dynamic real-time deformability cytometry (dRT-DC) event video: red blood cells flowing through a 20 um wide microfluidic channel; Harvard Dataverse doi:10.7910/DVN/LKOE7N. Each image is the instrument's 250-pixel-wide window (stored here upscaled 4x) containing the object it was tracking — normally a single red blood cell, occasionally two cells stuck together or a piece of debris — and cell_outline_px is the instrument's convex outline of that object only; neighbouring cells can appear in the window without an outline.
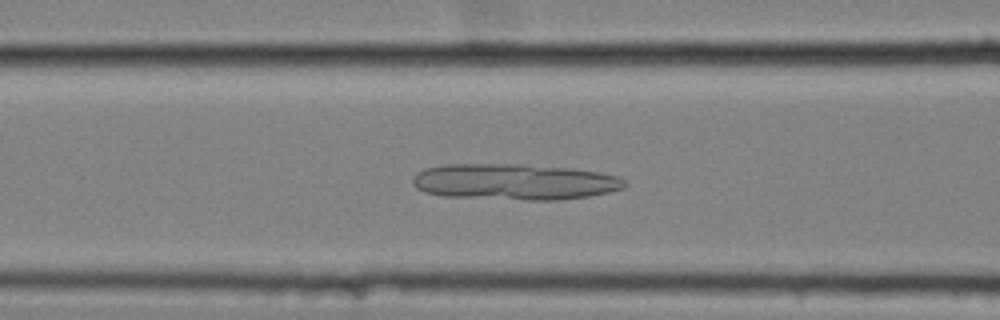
{"species": "common noctule bat (a hibernating species)", "species_latin": "Nyctalus noctula", "temperature_condition": "cold", "stored_images_in_passage": 42, "camera_frame_rate_fps": 3000, "um_per_image_px": 0.085, "animal": {"sex": "female", "body_mass_g": 25.1}, "frame": {"image": 1, "passage_image": 8, "time_ms": 2.333, "image_size_px": [1000, 320], "cell_outline_px": [[628, 184], [624, 188], [608, 192], [588, 196], [560, 200], [524, 200], [444, 196], [424, 192], [416, 188], [412, 184], [412, 180], [416, 172], [424, 168], [444, 164], [524, 164], [568, 168], [596, 172], [620, 176]], "centroid_in_image_um": [43.7, 15.45], "position_along_channel_um": 122.9, "area_um2": 44.85}}
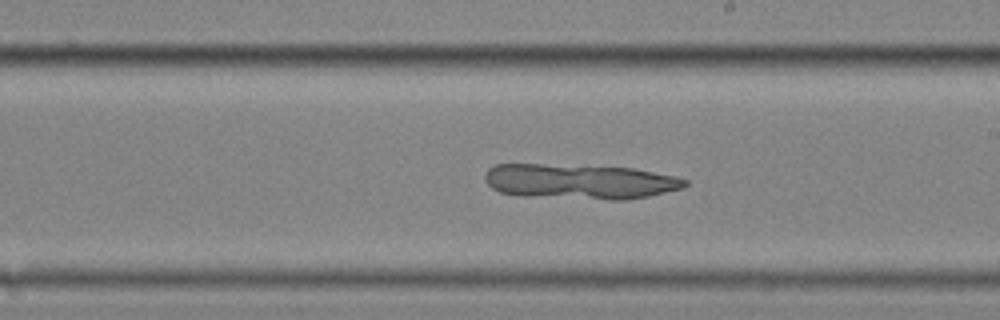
{"frame": {"image": 2, "passage_image": 18, "time_ms": 5.667, "image_size_px": [1000, 320], "cell_outline_px": [[688, 184], [680, 188], [648, 196], [628, 200], [612, 200], [520, 196], [500, 192], [492, 188], [484, 180], [484, 176], [488, 168], [496, 164], [540, 164], [632, 168], [676, 176], [688, 180]], "centroid_in_image_um": [49.24, 15.44], "position_along_channel_um": 239.8, "area_um2": 40.98}}
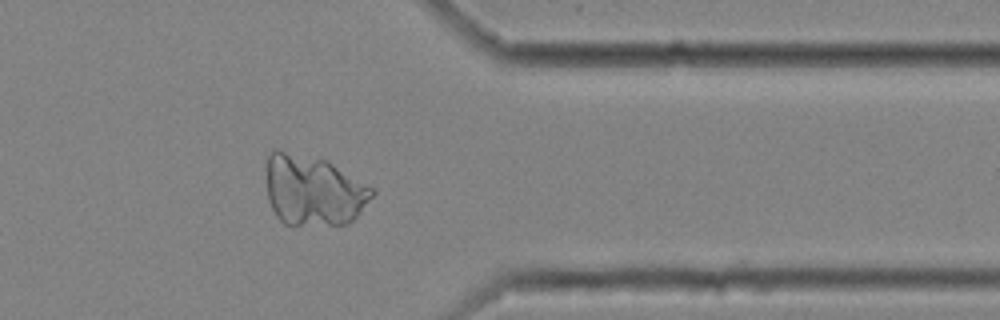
{"frame": {"image": 3, "passage_image": 31, "time_ms": 10.0, "image_size_px": [1000, 320], "cell_outline_px": [[376, 192], [356, 216], [348, 224], [284, 224], [276, 216], [268, 200], [268, 156], [276, 148], [328, 160], [376, 188]], "centroid_in_image_um": [26.68, 16.16], "position_along_channel_um": 384.7, "area_um2": 43.52}}